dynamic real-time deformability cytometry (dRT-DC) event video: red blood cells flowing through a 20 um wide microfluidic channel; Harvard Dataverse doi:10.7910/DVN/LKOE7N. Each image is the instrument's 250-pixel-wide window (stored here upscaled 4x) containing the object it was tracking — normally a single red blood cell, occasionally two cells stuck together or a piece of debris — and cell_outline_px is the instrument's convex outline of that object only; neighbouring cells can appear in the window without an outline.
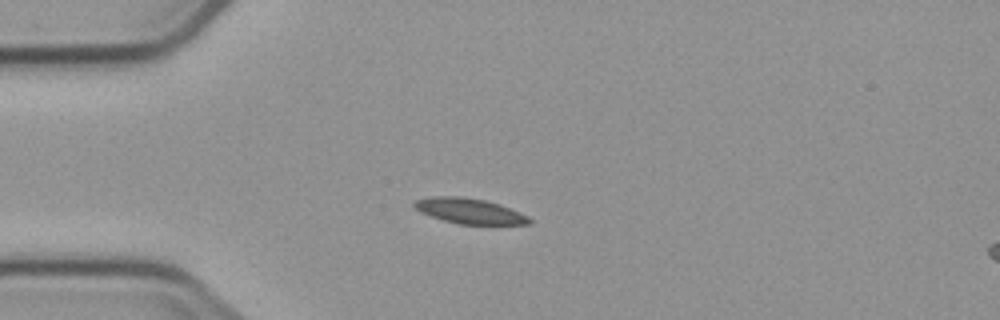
{"species": "common noctule bat (a hibernating species)", "species_latin": "Nyctalus noctula", "temperature_condition": "cold", "stored_images_in_passage": 9, "camera_frame_rate_fps": 3000, "um_per_image_px": 0.085, "animal": {"sex": "male", "body_mass_g": 23.1, "forearm_length_mm": 52.7}, "frame": {"image": 1, "passage_image": 3, "time_ms": 2.333, "image_size_px": [1000, 320], "cell_outline_px": [[532, 224], [460, 224], [444, 220], [420, 212], [412, 204], [416, 200], [432, 196], [460, 196], [484, 200], [508, 208], [528, 216], [532, 220]], "centroid_in_image_um": [39.89, 17.93], "position_along_channel_um": 45.1, "area_um2": 16.65}}
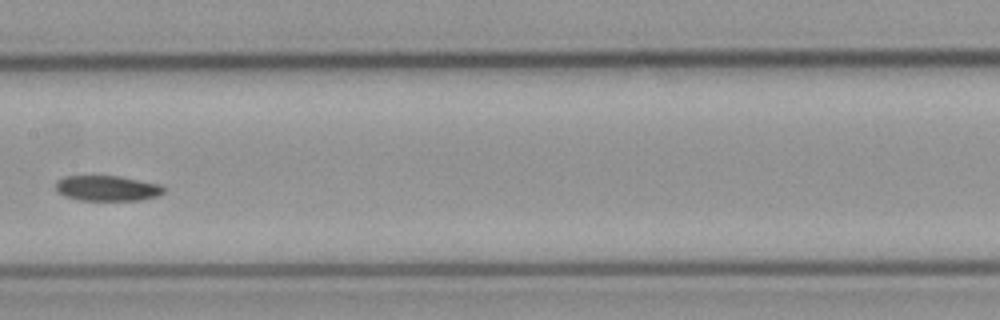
{"frame": {"image": 2, "passage_image": 7, "time_ms": 7.0, "image_size_px": [1000, 320], "cell_outline_px": [[164, 192], [160, 196], [140, 200], [80, 200], [64, 196], [56, 192], [56, 180], [64, 176], [120, 176], [160, 184], [164, 188]], "centroid_in_image_um": [9.11, 16.0], "position_along_channel_um": 198.3, "area_um2": 16.13}}
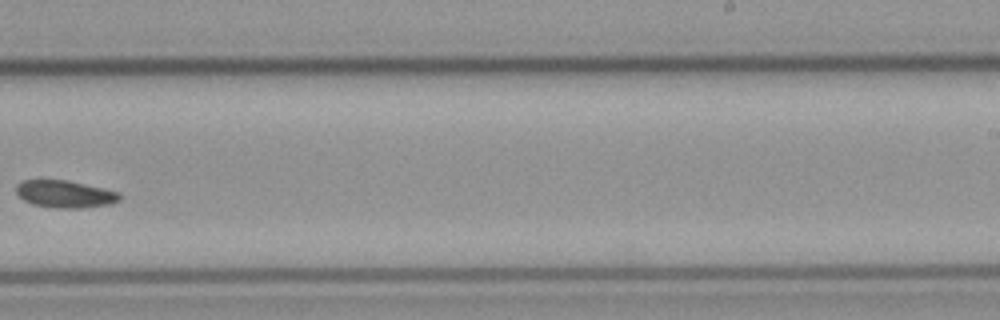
{"frame": {"image": 3, "passage_image": 9, "time_ms": 9.333, "image_size_px": [1000, 320], "cell_outline_px": [[120, 200], [112, 204], [80, 208], [52, 208], [32, 204], [24, 200], [16, 192], [16, 184], [20, 180], [64, 180], [120, 192]], "centroid_in_image_um": [5.5, 16.5], "position_along_channel_um": 283.5, "area_um2": 16.42}}